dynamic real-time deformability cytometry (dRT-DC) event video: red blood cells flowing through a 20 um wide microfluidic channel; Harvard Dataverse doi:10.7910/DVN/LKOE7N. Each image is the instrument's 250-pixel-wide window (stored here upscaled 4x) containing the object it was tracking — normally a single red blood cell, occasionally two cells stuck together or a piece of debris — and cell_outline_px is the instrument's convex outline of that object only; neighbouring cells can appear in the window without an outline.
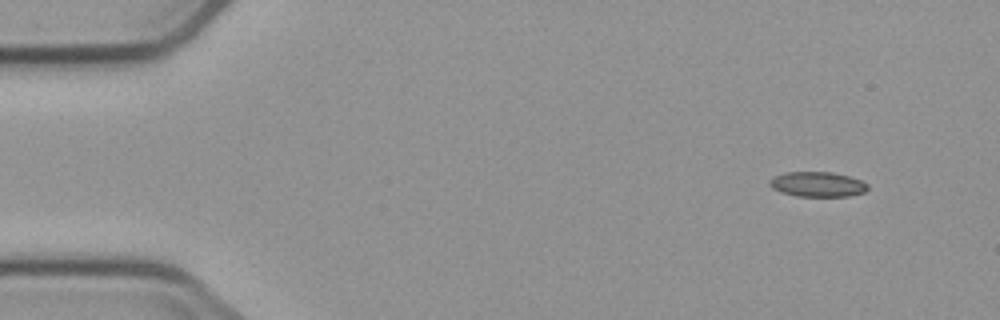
{"species": "common noctule bat (a hibernating species)", "species_latin": "Nyctalus noctula", "temperature_condition": "cold", "stored_images_in_passage": 4, "camera_frame_rate_fps": 3000, "um_per_image_px": 0.085, "animal": {"sex": "male", "body_mass_g": 23.1, "forearm_length_mm": 52.7}, "frame": {"image": 1, "passage_image": 1, "time_ms": 0.0, "image_size_px": [1000, 320], "cell_outline_px": [[868, 188], [864, 192], [848, 196], [796, 196], [780, 192], [772, 188], [768, 184], [776, 176], [784, 172], [832, 172], [848, 176], [860, 180], [868, 184]], "centroid_in_image_um": [69.49, 15.67], "position_along_channel_um": 15.5, "area_um2": 14.16}}
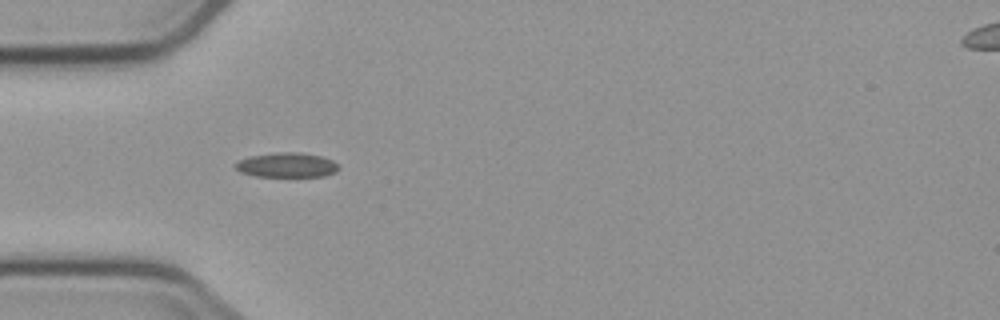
{"frame": {"image": 2, "passage_image": 4, "time_ms": 4.0, "image_size_px": [1000, 320], "cell_outline_px": [[340, 168], [336, 172], [324, 176], [256, 176], [240, 172], [236, 168], [236, 164], [240, 160], [252, 156], [280, 152], [300, 152], [320, 156], [332, 160]], "centroid_in_image_um": [24.41, 14.03], "position_along_channel_um": 60.6, "area_um2": 14.57}}